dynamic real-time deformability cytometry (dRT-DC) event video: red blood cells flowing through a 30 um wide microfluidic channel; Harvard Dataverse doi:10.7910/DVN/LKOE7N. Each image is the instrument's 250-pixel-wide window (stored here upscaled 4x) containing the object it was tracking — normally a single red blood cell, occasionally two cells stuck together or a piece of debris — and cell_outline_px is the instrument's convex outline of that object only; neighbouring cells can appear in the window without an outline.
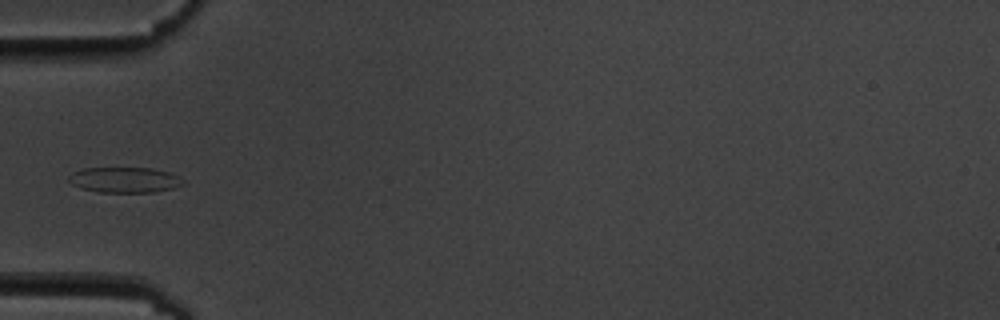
{"species": "common noctule bat (a hibernating species)", "species_latin": "Nyctalus noctula", "temperature_condition": "cold", "stored_images_in_passage": 4, "camera_frame_rate_fps": 3000, "um_per_image_px": 0.085, "animal": {"sex": "male", "body_mass_g": 19.5, "forearm_length_mm": 54.6}, "frame": {"image": 1, "passage_image": 4, "time_ms": 4.333, "image_size_px": [1000, 320], "cell_outline_px": [[188, 184], [172, 188], [152, 192], [100, 192], [80, 188], [72, 184], [68, 180], [68, 176], [72, 172], [80, 168], [152, 168], [172, 172], [180, 176]], "centroid_in_image_um": [10.63, 15.28], "position_along_channel_um": 74.4, "area_um2": 17.28}}